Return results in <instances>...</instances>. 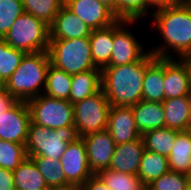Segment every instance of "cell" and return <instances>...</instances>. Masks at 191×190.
<instances>
[{
	"label": "cell",
	"instance_id": "obj_1",
	"mask_svg": "<svg viewBox=\"0 0 191 190\" xmlns=\"http://www.w3.org/2000/svg\"><path fill=\"white\" fill-rule=\"evenodd\" d=\"M151 32L161 40L150 46L156 57L179 58L191 52V8L190 6H168L151 13Z\"/></svg>",
	"mask_w": 191,
	"mask_h": 190
},
{
	"label": "cell",
	"instance_id": "obj_2",
	"mask_svg": "<svg viewBox=\"0 0 191 190\" xmlns=\"http://www.w3.org/2000/svg\"><path fill=\"white\" fill-rule=\"evenodd\" d=\"M155 58L149 51L140 61L101 69V90L111 106H132L142 100L144 74Z\"/></svg>",
	"mask_w": 191,
	"mask_h": 190
},
{
	"label": "cell",
	"instance_id": "obj_3",
	"mask_svg": "<svg viewBox=\"0 0 191 190\" xmlns=\"http://www.w3.org/2000/svg\"><path fill=\"white\" fill-rule=\"evenodd\" d=\"M50 65L48 51L26 53L20 65L4 84L5 90L17 101H29L43 94Z\"/></svg>",
	"mask_w": 191,
	"mask_h": 190
},
{
	"label": "cell",
	"instance_id": "obj_4",
	"mask_svg": "<svg viewBox=\"0 0 191 190\" xmlns=\"http://www.w3.org/2000/svg\"><path fill=\"white\" fill-rule=\"evenodd\" d=\"M47 51L50 64L68 74L99 69L93 63L89 37L50 40Z\"/></svg>",
	"mask_w": 191,
	"mask_h": 190
},
{
	"label": "cell",
	"instance_id": "obj_5",
	"mask_svg": "<svg viewBox=\"0 0 191 190\" xmlns=\"http://www.w3.org/2000/svg\"><path fill=\"white\" fill-rule=\"evenodd\" d=\"M79 138L75 126L52 130L30 123L25 143L28 156H45L60 160L68 144Z\"/></svg>",
	"mask_w": 191,
	"mask_h": 190
},
{
	"label": "cell",
	"instance_id": "obj_6",
	"mask_svg": "<svg viewBox=\"0 0 191 190\" xmlns=\"http://www.w3.org/2000/svg\"><path fill=\"white\" fill-rule=\"evenodd\" d=\"M3 40L11 47L25 53L47 51L50 42V27L41 19L23 13L14 21Z\"/></svg>",
	"mask_w": 191,
	"mask_h": 190
},
{
	"label": "cell",
	"instance_id": "obj_7",
	"mask_svg": "<svg viewBox=\"0 0 191 190\" xmlns=\"http://www.w3.org/2000/svg\"><path fill=\"white\" fill-rule=\"evenodd\" d=\"M31 123H35L52 130L74 126L73 104L67 100H60L41 94L27 101Z\"/></svg>",
	"mask_w": 191,
	"mask_h": 190
},
{
	"label": "cell",
	"instance_id": "obj_8",
	"mask_svg": "<svg viewBox=\"0 0 191 190\" xmlns=\"http://www.w3.org/2000/svg\"><path fill=\"white\" fill-rule=\"evenodd\" d=\"M110 102L102 90L73 104L74 126L79 137L107 128Z\"/></svg>",
	"mask_w": 191,
	"mask_h": 190
},
{
	"label": "cell",
	"instance_id": "obj_9",
	"mask_svg": "<svg viewBox=\"0 0 191 190\" xmlns=\"http://www.w3.org/2000/svg\"><path fill=\"white\" fill-rule=\"evenodd\" d=\"M138 22L142 21L118 20L113 24V50L109 66H119L140 61L149 52V46L146 48V43L142 44V40L140 41L131 30L135 29L133 27L136 24L138 25Z\"/></svg>",
	"mask_w": 191,
	"mask_h": 190
},
{
	"label": "cell",
	"instance_id": "obj_10",
	"mask_svg": "<svg viewBox=\"0 0 191 190\" xmlns=\"http://www.w3.org/2000/svg\"><path fill=\"white\" fill-rule=\"evenodd\" d=\"M60 163L66 180L72 186H82L93 175L88 165L86 145L82 137L68 144Z\"/></svg>",
	"mask_w": 191,
	"mask_h": 190
},
{
	"label": "cell",
	"instance_id": "obj_11",
	"mask_svg": "<svg viewBox=\"0 0 191 190\" xmlns=\"http://www.w3.org/2000/svg\"><path fill=\"white\" fill-rule=\"evenodd\" d=\"M30 123L27 102L17 101L9 110L0 112V139L25 144Z\"/></svg>",
	"mask_w": 191,
	"mask_h": 190
},
{
	"label": "cell",
	"instance_id": "obj_12",
	"mask_svg": "<svg viewBox=\"0 0 191 190\" xmlns=\"http://www.w3.org/2000/svg\"><path fill=\"white\" fill-rule=\"evenodd\" d=\"M64 5L91 30L109 27L119 20L98 0H64Z\"/></svg>",
	"mask_w": 191,
	"mask_h": 190
},
{
	"label": "cell",
	"instance_id": "obj_13",
	"mask_svg": "<svg viewBox=\"0 0 191 190\" xmlns=\"http://www.w3.org/2000/svg\"><path fill=\"white\" fill-rule=\"evenodd\" d=\"M82 138L86 145L88 165L92 173L97 174L101 170L108 169L116 146L111 134L105 129Z\"/></svg>",
	"mask_w": 191,
	"mask_h": 190
},
{
	"label": "cell",
	"instance_id": "obj_14",
	"mask_svg": "<svg viewBox=\"0 0 191 190\" xmlns=\"http://www.w3.org/2000/svg\"><path fill=\"white\" fill-rule=\"evenodd\" d=\"M106 130L117 144L141 138L137 129L131 106H111Z\"/></svg>",
	"mask_w": 191,
	"mask_h": 190
},
{
	"label": "cell",
	"instance_id": "obj_15",
	"mask_svg": "<svg viewBox=\"0 0 191 190\" xmlns=\"http://www.w3.org/2000/svg\"><path fill=\"white\" fill-rule=\"evenodd\" d=\"M144 151L145 148L142 138L117 144L108 169L120 173L137 175Z\"/></svg>",
	"mask_w": 191,
	"mask_h": 190
},
{
	"label": "cell",
	"instance_id": "obj_16",
	"mask_svg": "<svg viewBox=\"0 0 191 190\" xmlns=\"http://www.w3.org/2000/svg\"><path fill=\"white\" fill-rule=\"evenodd\" d=\"M50 27V40L89 37L91 29L63 5Z\"/></svg>",
	"mask_w": 191,
	"mask_h": 190
},
{
	"label": "cell",
	"instance_id": "obj_17",
	"mask_svg": "<svg viewBox=\"0 0 191 190\" xmlns=\"http://www.w3.org/2000/svg\"><path fill=\"white\" fill-rule=\"evenodd\" d=\"M190 93L188 74L182 62L178 58H164V100Z\"/></svg>",
	"mask_w": 191,
	"mask_h": 190
},
{
	"label": "cell",
	"instance_id": "obj_18",
	"mask_svg": "<svg viewBox=\"0 0 191 190\" xmlns=\"http://www.w3.org/2000/svg\"><path fill=\"white\" fill-rule=\"evenodd\" d=\"M138 131L143 133L165 128V113L162 102L141 100L131 106Z\"/></svg>",
	"mask_w": 191,
	"mask_h": 190
},
{
	"label": "cell",
	"instance_id": "obj_19",
	"mask_svg": "<svg viewBox=\"0 0 191 190\" xmlns=\"http://www.w3.org/2000/svg\"><path fill=\"white\" fill-rule=\"evenodd\" d=\"M162 106L165 113V127L177 131L189 130L191 119L189 96L165 99Z\"/></svg>",
	"mask_w": 191,
	"mask_h": 190
},
{
	"label": "cell",
	"instance_id": "obj_20",
	"mask_svg": "<svg viewBox=\"0 0 191 190\" xmlns=\"http://www.w3.org/2000/svg\"><path fill=\"white\" fill-rule=\"evenodd\" d=\"M142 100L164 101V58L156 57L147 66L143 80Z\"/></svg>",
	"mask_w": 191,
	"mask_h": 190
},
{
	"label": "cell",
	"instance_id": "obj_21",
	"mask_svg": "<svg viewBox=\"0 0 191 190\" xmlns=\"http://www.w3.org/2000/svg\"><path fill=\"white\" fill-rule=\"evenodd\" d=\"M101 90V69H90L72 75L69 102L75 104Z\"/></svg>",
	"mask_w": 191,
	"mask_h": 190
},
{
	"label": "cell",
	"instance_id": "obj_22",
	"mask_svg": "<svg viewBox=\"0 0 191 190\" xmlns=\"http://www.w3.org/2000/svg\"><path fill=\"white\" fill-rule=\"evenodd\" d=\"M168 165L171 171L191 176V129L177 133Z\"/></svg>",
	"mask_w": 191,
	"mask_h": 190
},
{
	"label": "cell",
	"instance_id": "obj_23",
	"mask_svg": "<svg viewBox=\"0 0 191 190\" xmlns=\"http://www.w3.org/2000/svg\"><path fill=\"white\" fill-rule=\"evenodd\" d=\"M93 63L99 69L109 66L113 50V25L92 30L89 36Z\"/></svg>",
	"mask_w": 191,
	"mask_h": 190
},
{
	"label": "cell",
	"instance_id": "obj_24",
	"mask_svg": "<svg viewBox=\"0 0 191 190\" xmlns=\"http://www.w3.org/2000/svg\"><path fill=\"white\" fill-rule=\"evenodd\" d=\"M15 190H50L32 158H25L13 171Z\"/></svg>",
	"mask_w": 191,
	"mask_h": 190
},
{
	"label": "cell",
	"instance_id": "obj_25",
	"mask_svg": "<svg viewBox=\"0 0 191 190\" xmlns=\"http://www.w3.org/2000/svg\"><path fill=\"white\" fill-rule=\"evenodd\" d=\"M32 158L39 172L50 190L72 186L67 180L62 170L60 160L45 156H28Z\"/></svg>",
	"mask_w": 191,
	"mask_h": 190
},
{
	"label": "cell",
	"instance_id": "obj_26",
	"mask_svg": "<svg viewBox=\"0 0 191 190\" xmlns=\"http://www.w3.org/2000/svg\"><path fill=\"white\" fill-rule=\"evenodd\" d=\"M168 171V157L145 150L141 158L137 176L146 187Z\"/></svg>",
	"mask_w": 191,
	"mask_h": 190
},
{
	"label": "cell",
	"instance_id": "obj_27",
	"mask_svg": "<svg viewBox=\"0 0 191 190\" xmlns=\"http://www.w3.org/2000/svg\"><path fill=\"white\" fill-rule=\"evenodd\" d=\"M71 82V74L50 64L46 73V85L43 94L69 101Z\"/></svg>",
	"mask_w": 191,
	"mask_h": 190
},
{
	"label": "cell",
	"instance_id": "obj_28",
	"mask_svg": "<svg viewBox=\"0 0 191 190\" xmlns=\"http://www.w3.org/2000/svg\"><path fill=\"white\" fill-rule=\"evenodd\" d=\"M179 131L170 128L149 130L142 134L145 150L168 157Z\"/></svg>",
	"mask_w": 191,
	"mask_h": 190
},
{
	"label": "cell",
	"instance_id": "obj_29",
	"mask_svg": "<svg viewBox=\"0 0 191 190\" xmlns=\"http://www.w3.org/2000/svg\"><path fill=\"white\" fill-rule=\"evenodd\" d=\"M101 180L111 190H145L141 179L137 175L120 173L115 170L104 169L97 173Z\"/></svg>",
	"mask_w": 191,
	"mask_h": 190
},
{
	"label": "cell",
	"instance_id": "obj_30",
	"mask_svg": "<svg viewBox=\"0 0 191 190\" xmlns=\"http://www.w3.org/2000/svg\"><path fill=\"white\" fill-rule=\"evenodd\" d=\"M22 5L24 13L31 14L50 26L64 5V0H22Z\"/></svg>",
	"mask_w": 191,
	"mask_h": 190
},
{
	"label": "cell",
	"instance_id": "obj_31",
	"mask_svg": "<svg viewBox=\"0 0 191 190\" xmlns=\"http://www.w3.org/2000/svg\"><path fill=\"white\" fill-rule=\"evenodd\" d=\"M26 53L11 47L6 41L0 39V83L5 84L12 73L20 65Z\"/></svg>",
	"mask_w": 191,
	"mask_h": 190
},
{
	"label": "cell",
	"instance_id": "obj_32",
	"mask_svg": "<svg viewBox=\"0 0 191 190\" xmlns=\"http://www.w3.org/2000/svg\"><path fill=\"white\" fill-rule=\"evenodd\" d=\"M27 158L25 144L0 139V167L14 171Z\"/></svg>",
	"mask_w": 191,
	"mask_h": 190
},
{
	"label": "cell",
	"instance_id": "obj_33",
	"mask_svg": "<svg viewBox=\"0 0 191 190\" xmlns=\"http://www.w3.org/2000/svg\"><path fill=\"white\" fill-rule=\"evenodd\" d=\"M23 13L22 0H0V39L5 37L14 21Z\"/></svg>",
	"mask_w": 191,
	"mask_h": 190
},
{
	"label": "cell",
	"instance_id": "obj_34",
	"mask_svg": "<svg viewBox=\"0 0 191 190\" xmlns=\"http://www.w3.org/2000/svg\"><path fill=\"white\" fill-rule=\"evenodd\" d=\"M191 176L169 170L146 186V190H185Z\"/></svg>",
	"mask_w": 191,
	"mask_h": 190
},
{
	"label": "cell",
	"instance_id": "obj_35",
	"mask_svg": "<svg viewBox=\"0 0 191 190\" xmlns=\"http://www.w3.org/2000/svg\"><path fill=\"white\" fill-rule=\"evenodd\" d=\"M149 15V16H148ZM151 13L146 9L144 0H117L119 20H150Z\"/></svg>",
	"mask_w": 191,
	"mask_h": 190
},
{
	"label": "cell",
	"instance_id": "obj_36",
	"mask_svg": "<svg viewBox=\"0 0 191 190\" xmlns=\"http://www.w3.org/2000/svg\"><path fill=\"white\" fill-rule=\"evenodd\" d=\"M0 190H15L13 171L0 167Z\"/></svg>",
	"mask_w": 191,
	"mask_h": 190
},
{
	"label": "cell",
	"instance_id": "obj_37",
	"mask_svg": "<svg viewBox=\"0 0 191 190\" xmlns=\"http://www.w3.org/2000/svg\"><path fill=\"white\" fill-rule=\"evenodd\" d=\"M17 100L10 95L4 88V85L0 83V112L4 113L9 110Z\"/></svg>",
	"mask_w": 191,
	"mask_h": 190
},
{
	"label": "cell",
	"instance_id": "obj_38",
	"mask_svg": "<svg viewBox=\"0 0 191 190\" xmlns=\"http://www.w3.org/2000/svg\"><path fill=\"white\" fill-rule=\"evenodd\" d=\"M83 190H111L97 174H93L82 185Z\"/></svg>",
	"mask_w": 191,
	"mask_h": 190
},
{
	"label": "cell",
	"instance_id": "obj_39",
	"mask_svg": "<svg viewBox=\"0 0 191 190\" xmlns=\"http://www.w3.org/2000/svg\"><path fill=\"white\" fill-rule=\"evenodd\" d=\"M146 9L152 13L158 9L167 7V0H144Z\"/></svg>",
	"mask_w": 191,
	"mask_h": 190
},
{
	"label": "cell",
	"instance_id": "obj_40",
	"mask_svg": "<svg viewBox=\"0 0 191 190\" xmlns=\"http://www.w3.org/2000/svg\"><path fill=\"white\" fill-rule=\"evenodd\" d=\"M178 59L182 62V64L186 68L189 78V83L191 86V52L180 56Z\"/></svg>",
	"mask_w": 191,
	"mask_h": 190
},
{
	"label": "cell",
	"instance_id": "obj_41",
	"mask_svg": "<svg viewBox=\"0 0 191 190\" xmlns=\"http://www.w3.org/2000/svg\"><path fill=\"white\" fill-rule=\"evenodd\" d=\"M103 5L108 7L117 17V0H98Z\"/></svg>",
	"mask_w": 191,
	"mask_h": 190
},
{
	"label": "cell",
	"instance_id": "obj_42",
	"mask_svg": "<svg viewBox=\"0 0 191 190\" xmlns=\"http://www.w3.org/2000/svg\"><path fill=\"white\" fill-rule=\"evenodd\" d=\"M191 0H167L168 6H190Z\"/></svg>",
	"mask_w": 191,
	"mask_h": 190
},
{
	"label": "cell",
	"instance_id": "obj_43",
	"mask_svg": "<svg viewBox=\"0 0 191 190\" xmlns=\"http://www.w3.org/2000/svg\"><path fill=\"white\" fill-rule=\"evenodd\" d=\"M53 190H83L82 186H70L66 188L53 189Z\"/></svg>",
	"mask_w": 191,
	"mask_h": 190
},
{
	"label": "cell",
	"instance_id": "obj_44",
	"mask_svg": "<svg viewBox=\"0 0 191 190\" xmlns=\"http://www.w3.org/2000/svg\"><path fill=\"white\" fill-rule=\"evenodd\" d=\"M185 190H191V180L186 185Z\"/></svg>",
	"mask_w": 191,
	"mask_h": 190
},
{
	"label": "cell",
	"instance_id": "obj_45",
	"mask_svg": "<svg viewBox=\"0 0 191 190\" xmlns=\"http://www.w3.org/2000/svg\"><path fill=\"white\" fill-rule=\"evenodd\" d=\"M189 97H190V108H191V93H190ZM190 117H191V109H190ZM189 129H191V119H190V128Z\"/></svg>",
	"mask_w": 191,
	"mask_h": 190
}]
</instances>
